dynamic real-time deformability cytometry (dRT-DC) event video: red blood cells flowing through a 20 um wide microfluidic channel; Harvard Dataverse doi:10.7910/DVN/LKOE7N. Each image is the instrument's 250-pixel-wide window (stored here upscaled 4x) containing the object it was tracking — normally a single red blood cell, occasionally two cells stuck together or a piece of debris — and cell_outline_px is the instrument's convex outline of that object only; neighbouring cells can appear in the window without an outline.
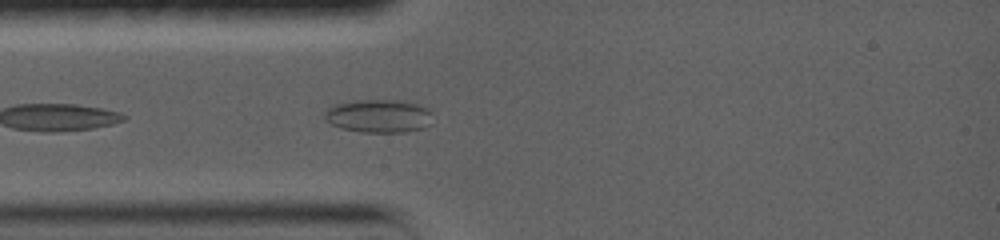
{"species": "common noctule bat (a hibernating species)", "species_latin": "Nyctalus noctula", "temperature_condition": "warm", "stored_images_in_passage": 4, "camera_frame_rate_fps": 5000, "um_per_image_px": 0.085, "animal": {"sex": "female", "body_mass_g": 19.0, "forearm_length_mm": 56.7}, "frame": {"image": 1, "passage_image": 1, "time_ms": 0.0, "image_size_px": [1000, 240], "cell_outline_px": [[432, 112], [428, 124], [424, 128], [404, 132], [360, 132], [340, 128], [324, 120], [324, 112], [328, 108], [336, 104], [356, 100], [400, 100], [416, 104], [428, 108]], "centroid_in_image_um": [32.16, 9.86], "position_along_channel_um": 52.8, "area_um2": 20.92}}